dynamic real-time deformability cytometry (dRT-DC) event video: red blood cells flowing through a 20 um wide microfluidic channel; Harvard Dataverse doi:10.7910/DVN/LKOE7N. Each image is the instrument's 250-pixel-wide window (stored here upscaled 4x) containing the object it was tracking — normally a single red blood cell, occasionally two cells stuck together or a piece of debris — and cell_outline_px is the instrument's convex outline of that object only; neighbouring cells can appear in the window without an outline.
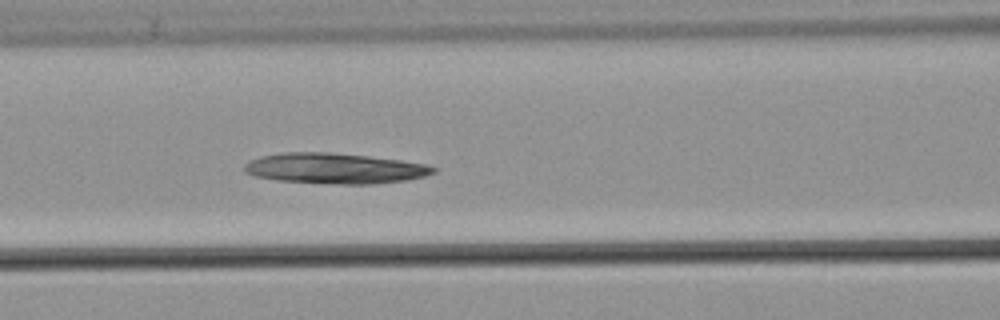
{"species": "common noctule bat (a hibernating species)", "species_latin": "Nyctalus noctula", "temperature_condition": "warm", "stored_images_in_passage": 55, "camera_frame_rate_fps": 3000, "um_per_image_px": 0.085, "animal": {"sex": "male", "body_mass_g": 21.5, "forearm_length_mm": 52.0}, "frame": {"image": 1, "passage_image": 24, "time_ms": 7.667, "image_size_px": [1000, 320], "cell_outline_px": [[436, 172], [424, 176], [408, 180], [372, 184], [340, 184], [276, 180], [256, 176], [244, 172], [244, 164], [248, 160], [260, 156], [284, 152], [328, 152], [368, 156], [400, 160], [428, 164], [436, 168]], "centroid_in_image_um": [28.45, 14.31], "position_along_channel_um": 138.2, "area_um2": 33.7}}
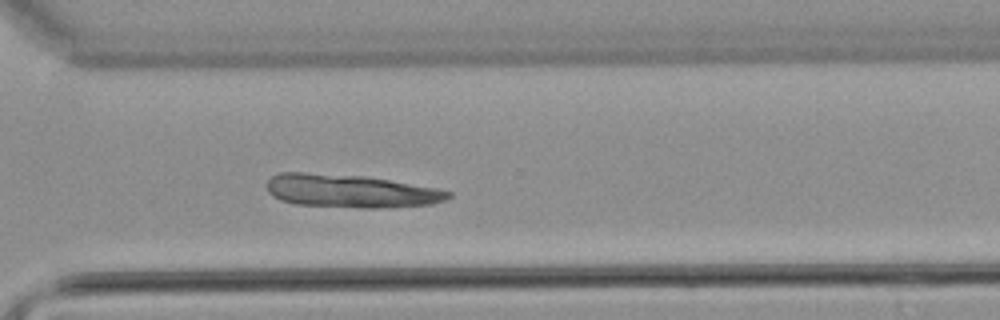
{"frame": {"image": 2, "passage_image": 40, "time_ms": 13.0, "image_size_px": [1000, 320], "cell_outline_px": [[452, 196], [448, 200], [432, 204], [380, 208], [364, 208], [296, 204], [280, 200], [272, 196], [268, 192], [268, 180], [272, 176], [280, 172], [304, 172], [364, 176], [436, 188], [452, 192]], "centroid_in_image_um": [29.8, 16.24], "position_along_channel_um": 340.8, "area_um2": 35.03}}